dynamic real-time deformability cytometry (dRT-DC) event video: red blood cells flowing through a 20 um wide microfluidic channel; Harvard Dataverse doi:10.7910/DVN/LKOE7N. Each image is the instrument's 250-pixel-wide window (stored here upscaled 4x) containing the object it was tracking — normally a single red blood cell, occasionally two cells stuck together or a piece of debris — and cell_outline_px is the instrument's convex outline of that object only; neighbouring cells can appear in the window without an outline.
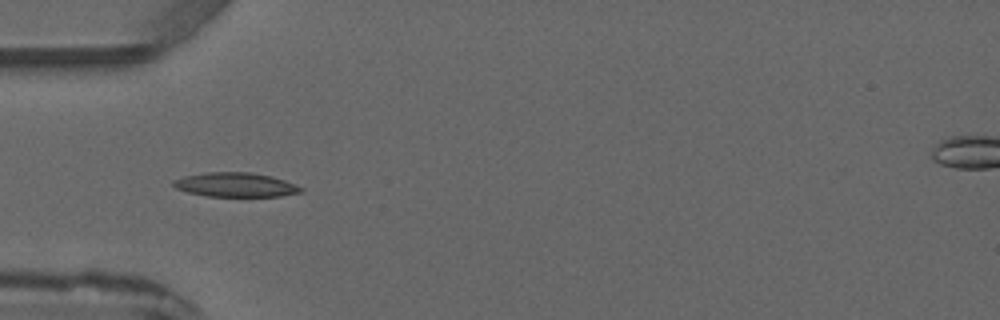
{"species": "common noctule bat (a hibernating species)", "species_latin": "Nyctalus noctula", "temperature_condition": "warm", "stored_images_in_passage": 5, "camera_frame_rate_fps": 3000, "um_per_image_px": 0.085, "animal": {"sex": "male", "forearm_length_mm": 52.5}, "frame": {"image": 1, "passage_image": 5, "time_ms": 4.667, "image_size_px": [1000, 320], "cell_outline_px": [[304, 192], [280, 196], [208, 196], [188, 192], [176, 188], [172, 184], [172, 180], [184, 176], [204, 172], [248, 172], [268, 176], [284, 180], [304, 188]], "centroid_in_image_um": [20.01, 15.7], "position_along_channel_um": 65.0, "area_um2": 17.92}}